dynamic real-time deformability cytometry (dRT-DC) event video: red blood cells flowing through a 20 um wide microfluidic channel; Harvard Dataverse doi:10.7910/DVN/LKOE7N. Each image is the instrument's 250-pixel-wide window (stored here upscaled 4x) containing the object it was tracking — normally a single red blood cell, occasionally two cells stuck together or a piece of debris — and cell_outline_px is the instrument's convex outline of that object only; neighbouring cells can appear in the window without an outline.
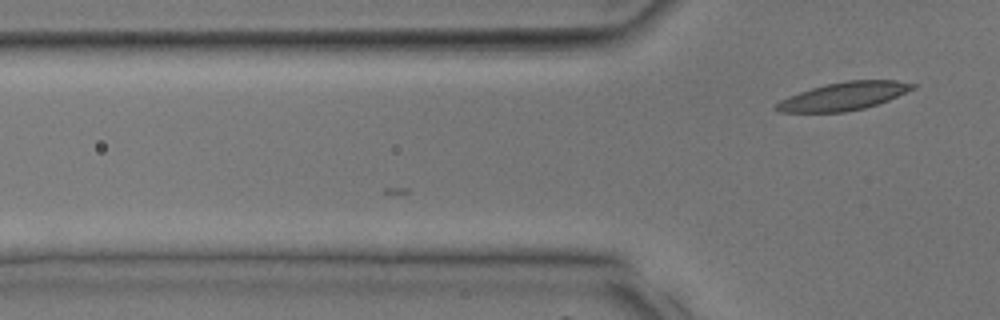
{"species": "common noctule bat (a hibernating species)", "species_latin": "Nyctalus noctula", "temperature_condition": "room temperature", "stored_images_in_passage": 7, "camera_frame_rate_fps": 3000, "um_per_image_px": 0.085, "animal": {"sex": "male", "body_mass_g": 17.9, "forearm_length_mm": 54.2}, "frame": {"image": 1, "passage_image": 7, "time_ms": 2.0, "image_size_px": [1000, 320], "cell_outline_px": [[916, 88], [888, 100], [864, 108], [844, 112], [780, 112], [772, 108], [780, 100], [788, 96], [812, 88], [828, 84], [848, 80], [896, 80], [916, 84]], "centroid_in_image_um": [71.71, 8.18], "position_along_channel_um": 54.1, "area_um2": 22.08}}